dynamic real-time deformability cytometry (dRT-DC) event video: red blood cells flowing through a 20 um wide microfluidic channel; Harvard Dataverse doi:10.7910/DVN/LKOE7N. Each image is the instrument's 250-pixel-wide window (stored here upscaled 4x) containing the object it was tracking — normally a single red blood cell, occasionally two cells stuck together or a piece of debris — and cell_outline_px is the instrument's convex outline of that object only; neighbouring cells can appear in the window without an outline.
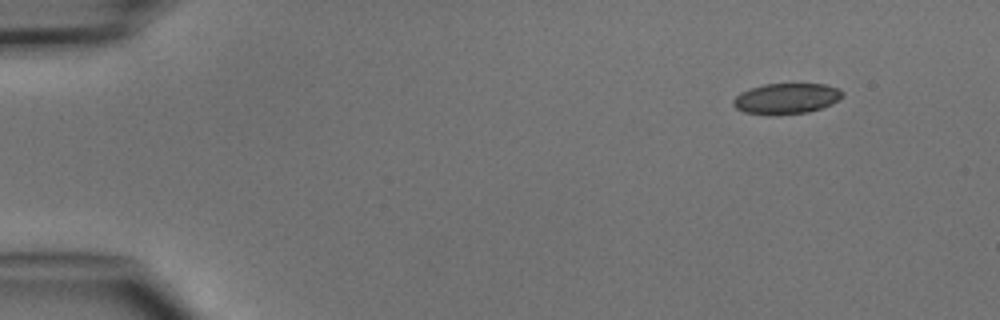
{"species": "common noctule bat (a hibernating species)", "species_latin": "Nyctalus noctula", "temperature_condition": "cold", "stored_images_in_passage": 4, "camera_frame_rate_fps": 3000, "um_per_image_px": 0.085, "animal": {"sex": "male", "body_mass_g": 15.6}, "frame": {"image": 1, "passage_image": 1, "time_ms": 0.0, "image_size_px": [1000, 320], "cell_outline_px": [[844, 96], [832, 104], [808, 112], [744, 112], [736, 108], [732, 104], [732, 100], [740, 92], [764, 84], [824, 84], [840, 88], [844, 92]], "centroid_in_image_um": [66.9, 8.32], "position_along_channel_um": 18.1, "area_um2": 18.84}}